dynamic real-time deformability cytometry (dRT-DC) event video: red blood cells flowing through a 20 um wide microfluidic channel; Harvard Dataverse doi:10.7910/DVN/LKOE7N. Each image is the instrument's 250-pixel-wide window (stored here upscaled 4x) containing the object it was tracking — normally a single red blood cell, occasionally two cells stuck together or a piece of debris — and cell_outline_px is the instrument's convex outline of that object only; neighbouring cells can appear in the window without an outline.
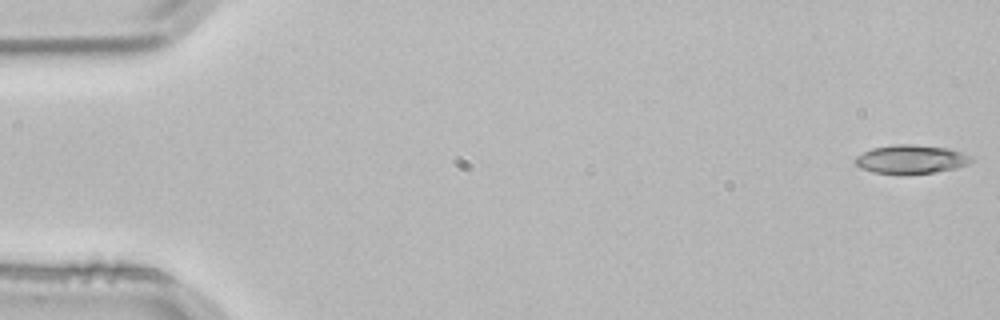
{"species": "common noctule bat (a hibernating species)", "species_latin": "Nyctalus noctula", "temperature_condition": "room temperature", "stored_images_in_passage": 4, "segment_of_instrument_passage": [1, 2], "camera_frame_rate_fps": 3000, "um_per_image_px": 0.085, "animal": {"sex": "male", "body_mass_g": 21.5, "forearm_length_mm": 52.0}, "frame": {"image": 1, "passage_image": 1, "time_ms": 0.0, "image_size_px": [1000, 320], "cell_outline_px": [[976, 160], [968, 164], [956, 168], [936, 172], [872, 172], [860, 168], [852, 160], [856, 156], [872, 148], [896, 144], [912, 144], [952, 148], [972, 156]], "centroid_in_image_um": [77.49, 13.5], "position_along_channel_um": 7.5, "area_um2": 19.25}}
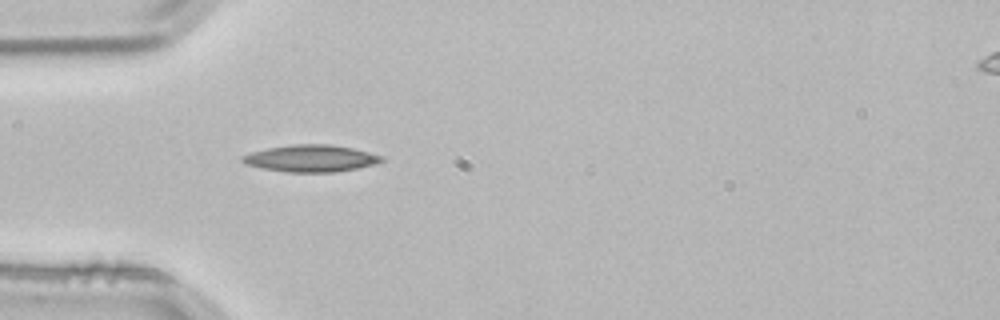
{"frame": {"image": 2, "passage_image": 3, "time_ms": 0.667, "image_size_px": [1000, 320], "cell_outline_px": [[384, 160], [376, 164], [356, 168], [332, 172], [288, 172], [264, 168], [244, 164], [240, 160], [240, 156], [252, 152], [268, 148], [292, 144], [328, 144], [352, 148], [384, 156]], "centroid_in_image_um": [26.41, 13.46], "position_along_channel_um": 58.6, "area_um2": 21.73}}